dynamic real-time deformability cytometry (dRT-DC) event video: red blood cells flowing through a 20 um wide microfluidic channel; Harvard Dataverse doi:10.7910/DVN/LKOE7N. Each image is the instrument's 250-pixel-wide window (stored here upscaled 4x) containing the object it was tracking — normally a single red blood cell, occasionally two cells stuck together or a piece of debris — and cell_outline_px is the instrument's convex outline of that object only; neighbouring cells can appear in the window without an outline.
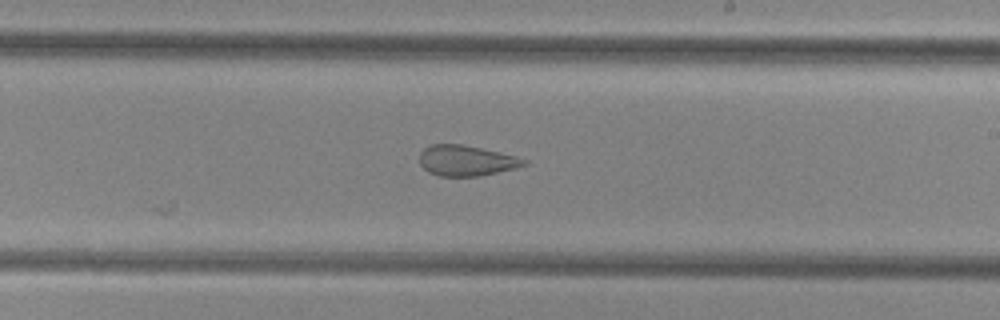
{"species": "common noctule bat (a hibernating species)", "species_latin": "Nyctalus noctula", "temperature_condition": "cold", "stored_images_in_passage": 18, "camera_frame_rate_fps": 3000, "um_per_image_px": 0.085, "animal": {"sex": "female", "body_mass_g": 29.2, "forearm_length_mm": 56.3}, "frame": {"image": 1, "passage_image": 18, "time_ms": 5.667, "image_size_px": [1000, 320], "cell_outline_px": [[528, 164], [516, 168], [476, 176], [440, 176], [428, 172], [420, 164], [420, 152], [424, 148], [432, 144], [460, 144], [480, 148], [516, 156], [528, 160]], "centroid_in_image_um": [39.62, 13.65], "position_along_channel_um": 249.4, "area_um2": 18.44}}